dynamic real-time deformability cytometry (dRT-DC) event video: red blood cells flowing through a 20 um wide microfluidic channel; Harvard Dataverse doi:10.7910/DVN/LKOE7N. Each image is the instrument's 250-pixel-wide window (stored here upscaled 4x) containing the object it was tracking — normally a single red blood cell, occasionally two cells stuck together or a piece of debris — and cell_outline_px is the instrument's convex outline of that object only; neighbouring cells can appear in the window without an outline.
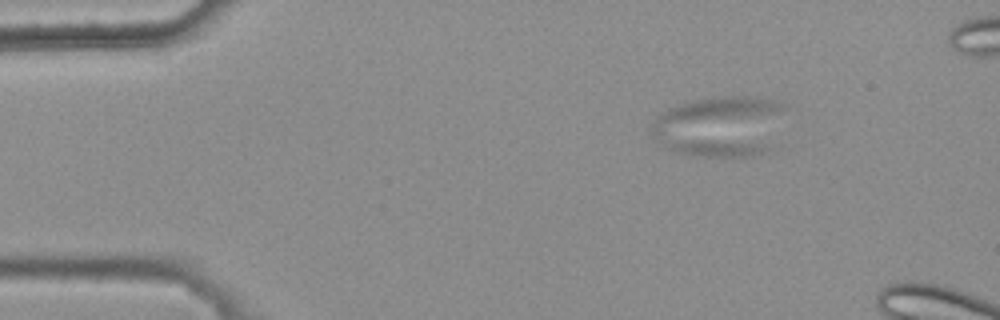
{"species": "common noctule bat (a hibernating species)", "species_latin": "Nyctalus noctula", "temperature_condition": "warm", "stored_images_in_passage": 9, "camera_frame_rate_fps": 3000, "um_per_image_px": 0.085, "animal": {"sex": "female", "body_mass_g": 25.1}, "frame": {"image": 1, "passage_image": 2, "time_ms": 0.333, "image_size_px": [1000, 320], "cell_outline_px": [[784, 104], [768, 148], [764, 152], [752, 156], [696, 156], [676, 152], [664, 148], [652, 132], [652, 124], [656, 116], [668, 108], [680, 104], [696, 100], [724, 96], [756, 96], [776, 100]], "centroid_in_image_um": [61.12, 10.72], "position_along_channel_um": 23.9, "area_um2": 46.53}}
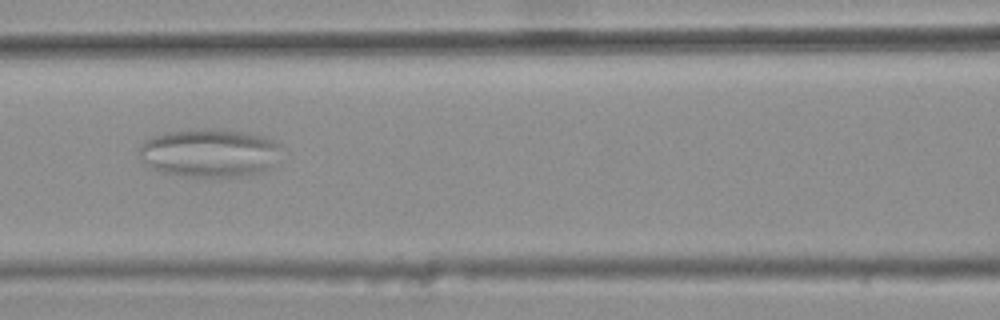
{"frame": {"image": 2, "passage_image": 7, "time_ms": 2.0, "image_size_px": [1000, 320], "cell_outline_px": [[288, 148], [268, 168], [256, 172], [236, 176], [188, 176], [164, 172], [152, 168], [144, 164], [136, 152], [140, 144], [144, 140], [152, 136], [188, 128], [220, 128], [244, 132], [264, 136]], "centroid_in_image_um": [17.8, 12.95], "position_along_channel_um": 148.8, "area_um2": 40.58}}
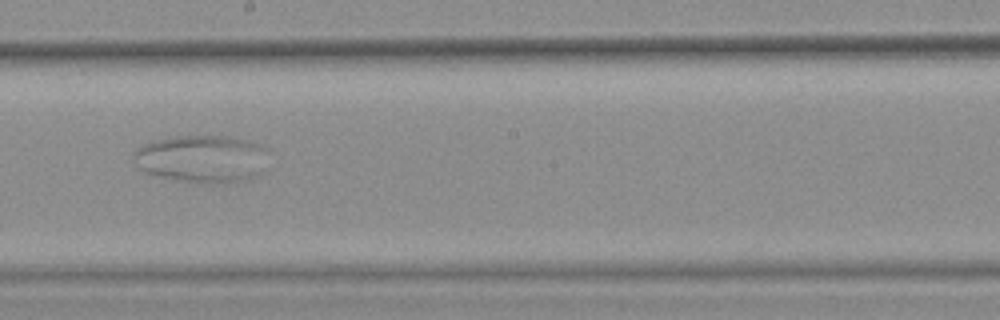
{"frame": {"image": 3, "passage_image": 9, "time_ms": 2.667, "image_size_px": [1000, 320], "cell_outline_px": [[268, 148], [264, 172], [252, 176], [236, 180], [176, 180], [144, 172], [136, 168], [132, 160], [132, 152], [136, 148], [144, 144], [156, 140], [176, 136], [228, 136], [252, 140]], "centroid_in_image_um": [17.13, 13.43], "position_along_channel_um": 231.1, "area_um2": 36.88}}